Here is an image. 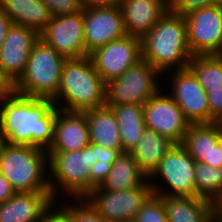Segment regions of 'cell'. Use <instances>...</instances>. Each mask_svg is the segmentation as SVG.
Segmentation results:
<instances>
[{
	"label": "cell",
	"mask_w": 222,
	"mask_h": 222,
	"mask_svg": "<svg viewBox=\"0 0 222 222\" xmlns=\"http://www.w3.org/2000/svg\"><path fill=\"white\" fill-rule=\"evenodd\" d=\"M56 106L52 100L14 92L0 102V141L48 150L54 140Z\"/></svg>",
	"instance_id": "cell-1"
},
{
	"label": "cell",
	"mask_w": 222,
	"mask_h": 222,
	"mask_svg": "<svg viewBox=\"0 0 222 222\" xmlns=\"http://www.w3.org/2000/svg\"><path fill=\"white\" fill-rule=\"evenodd\" d=\"M142 59L160 74L188 68L193 57L187 42V26L183 15L169 11L141 38Z\"/></svg>",
	"instance_id": "cell-2"
},
{
	"label": "cell",
	"mask_w": 222,
	"mask_h": 222,
	"mask_svg": "<svg viewBox=\"0 0 222 222\" xmlns=\"http://www.w3.org/2000/svg\"><path fill=\"white\" fill-rule=\"evenodd\" d=\"M105 90L106 83L95 70L89 56L67 59L62 67L59 90L53 102L62 110L84 112L105 106Z\"/></svg>",
	"instance_id": "cell-3"
},
{
	"label": "cell",
	"mask_w": 222,
	"mask_h": 222,
	"mask_svg": "<svg viewBox=\"0 0 222 222\" xmlns=\"http://www.w3.org/2000/svg\"><path fill=\"white\" fill-rule=\"evenodd\" d=\"M47 166V150L0 141V174L9 180L16 193L50 191Z\"/></svg>",
	"instance_id": "cell-4"
},
{
	"label": "cell",
	"mask_w": 222,
	"mask_h": 222,
	"mask_svg": "<svg viewBox=\"0 0 222 222\" xmlns=\"http://www.w3.org/2000/svg\"><path fill=\"white\" fill-rule=\"evenodd\" d=\"M96 162L92 143L81 150L48 152V172H51L49 186L52 198L57 200L58 191H65L66 196H71L70 199L85 198L90 193V168Z\"/></svg>",
	"instance_id": "cell-5"
},
{
	"label": "cell",
	"mask_w": 222,
	"mask_h": 222,
	"mask_svg": "<svg viewBox=\"0 0 222 222\" xmlns=\"http://www.w3.org/2000/svg\"><path fill=\"white\" fill-rule=\"evenodd\" d=\"M66 60L39 38L32 47L24 74L15 83V92L53 101L57 97Z\"/></svg>",
	"instance_id": "cell-6"
},
{
	"label": "cell",
	"mask_w": 222,
	"mask_h": 222,
	"mask_svg": "<svg viewBox=\"0 0 222 222\" xmlns=\"http://www.w3.org/2000/svg\"><path fill=\"white\" fill-rule=\"evenodd\" d=\"M161 74L146 60L141 59L122 76L106 83L105 106L144 105L160 89Z\"/></svg>",
	"instance_id": "cell-7"
},
{
	"label": "cell",
	"mask_w": 222,
	"mask_h": 222,
	"mask_svg": "<svg viewBox=\"0 0 222 222\" xmlns=\"http://www.w3.org/2000/svg\"><path fill=\"white\" fill-rule=\"evenodd\" d=\"M194 168L195 161L188 151L181 144H176L162 158L157 169L148 178L153 194L171 197H198ZM159 176L167 187L164 188V186H159L158 183H153L157 182L155 180Z\"/></svg>",
	"instance_id": "cell-8"
},
{
	"label": "cell",
	"mask_w": 222,
	"mask_h": 222,
	"mask_svg": "<svg viewBox=\"0 0 222 222\" xmlns=\"http://www.w3.org/2000/svg\"><path fill=\"white\" fill-rule=\"evenodd\" d=\"M184 17L192 56L222 55V3L192 10Z\"/></svg>",
	"instance_id": "cell-9"
},
{
	"label": "cell",
	"mask_w": 222,
	"mask_h": 222,
	"mask_svg": "<svg viewBox=\"0 0 222 222\" xmlns=\"http://www.w3.org/2000/svg\"><path fill=\"white\" fill-rule=\"evenodd\" d=\"M153 194L147 180L143 185L122 191L93 189L84 199L111 222L135 219L141 206Z\"/></svg>",
	"instance_id": "cell-10"
},
{
	"label": "cell",
	"mask_w": 222,
	"mask_h": 222,
	"mask_svg": "<svg viewBox=\"0 0 222 222\" xmlns=\"http://www.w3.org/2000/svg\"><path fill=\"white\" fill-rule=\"evenodd\" d=\"M83 10L77 13L53 16L39 38L66 59L89 56L84 42Z\"/></svg>",
	"instance_id": "cell-11"
},
{
	"label": "cell",
	"mask_w": 222,
	"mask_h": 222,
	"mask_svg": "<svg viewBox=\"0 0 222 222\" xmlns=\"http://www.w3.org/2000/svg\"><path fill=\"white\" fill-rule=\"evenodd\" d=\"M95 70L105 83L122 76L142 59L141 38L127 35L89 54Z\"/></svg>",
	"instance_id": "cell-12"
},
{
	"label": "cell",
	"mask_w": 222,
	"mask_h": 222,
	"mask_svg": "<svg viewBox=\"0 0 222 222\" xmlns=\"http://www.w3.org/2000/svg\"><path fill=\"white\" fill-rule=\"evenodd\" d=\"M143 113L146 129L182 144L190 122L169 94L163 95L160 89L143 105Z\"/></svg>",
	"instance_id": "cell-13"
},
{
	"label": "cell",
	"mask_w": 222,
	"mask_h": 222,
	"mask_svg": "<svg viewBox=\"0 0 222 222\" xmlns=\"http://www.w3.org/2000/svg\"><path fill=\"white\" fill-rule=\"evenodd\" d=\"M170 73L172 89L168 94L177 103L185 118L190 124L210 123L207 93L194 73L189 68Z\"/></svg>",
	"instance_id": "cell-14"
},
{
	"label": "cell",
	"mask_w": 222,
	"mask_h": 222,
	"mask_svg": "<svg viewBox=\"0 0 222 222\" xmlns=\"http://www.w3.org/2000/svg\"><path fill=\"white\" fill-rule=\"evenodd\" d=\"M84 42L89 55L107 43L127 36L120 6L83 9Z\"/></svg>",
	"instance_id": "cell-15"
},
{
	"label": "cell",
	"mask_w": 222,
	"mask_h": 222,
	"mask_svg": "<svg viewBox=\"0 0 222 222\" xmlns=\"http://www.w3.org/2000/svg\"><path fill=\"white\" fill-rule=\"evenodd\" d=\"M39 34L29 27L12 24L0 47V69L16 83L24 74Z\"/></svg>",
	"instance_id": "cell-16"
},
{
	"label": "cell",
	"mask_w": 222,
	"mask_h": 222,
	"mask_svg": "<svg viewBox=\"0 0 222 222\" xmlns=\"http://www.w3.org/2000/svg\"><path fill=\"white\" fill-rule=\"evenodd\" d=\"M90 144L85 112L66 111L56 106L54 140L47 152H68Z\"/></svg>",
	"instance_id": "cell-17"
},
{
	"label": "cell",
	"mask_w": 222,
	"mask_h": 222,
	"mask_svg": "<svg viewBox=\"0 0 222 222\" xmlns=\"http://www.w3.org/2000/svg\"><path fill=\"white\" fill-rule=\"evenodd\" d=\"M55 203L50 191L15 193L0 203V222H36Z\"/></svg>",
	"instance_id": "cell-18"
},
{
	"label": "cell",
	"mask_w": 222,
	"mask_h": 222,
	"mask_svg": "<svg viewBox=\"0 0 222 222\" xmlns=\"http://www.w3.org/2000/svg\"><path fill=\"white\" fill-rule=\"evenodd\" d=\"M128 35L142 38L168 11L164 0H124L120 5Z\"/></svg>",
	"instance_id": "cell-19"
},
{
	"label": "cell",
	"mask_w": 222,
	"mask_h": 222,
	"mask_svg": "<svg viewBox=\"0 0 222 222\" xmlns=\"http://www.w3.org/2000/svg\"><path fill=\"white\" fill-rule=\"evenodd\" d=\"M0 8L12 24L34 29L40 34L53 17L41 0H0Z\"/></svg>",
	"instance_id": "cell-20"
},
{
	"label": "cell",
	"mask_w": 222,
	"mask_h": 222,
	"mask_svg": "<svg viewBox=\"0 0 222 222\" xmlns=\"http://www.w3.org/2000/svg\"><path fill=\"white\" fill-rule=\"evenodd\" d=\"M90 143L110 149H122L118 122L108 106L84 111Z\"/></svg>",
	"instance_id": "cell-21"
},
{
	"label": "cell",
	"mask_w": 222,
	"mask_h": 222,
	"mask_svg": "<svg viewBox=\"0 0 222 222\" xmlns=\"http://www.w3.org/2000/svg\"><path fill=\"white\" fill-rule=\"evenodd\" d=\"M176 145L174 141L156 131L146 129L131 149V154L137 161L141 171L149 178L157 169L162 158Z\"/></svg>",
	"instance_id": "cell-22"
},
{
	"label": "cell",
	"mask_w": 222,
	"mask_h": 222,
	"mask_svg": "<svg viewBox=\"0 0 222 222\" xmlns=\"http://www.w3.org/2000/svg\"><path fill=\"white\" fill-rule=\"evenodd\" d=\"M168 222H213L212 201L203 197L160 196Z\"/></svg>",
	"instance_id": "cell-23"
},
{
	"label": "cell",
	"mask_w": 222,
	"mask_h": 222,
	"mask_svg": "<svg viewBox=\"0 0 222 222\" xmlns=\"http://www.w3.org/2000/svg\"><path fill=\"white\" fill-rule=\"evenodd\" d=\"M148 177L141 171L130 151H122L112 163L101 190L122 191L143 185Z\"/></svg>",
	"instance_id": "cell-24"
},
{
	"label": "cell",
	"mask_w": 222,
	"mask_h": 222,
	"mask_svg": "<svg viewBox=\"0 0 222 222\" xmlns=\"http://www.w3.org/2000/svg\"><path fill=\"white\" fill-rule=\"evenodd\" d=\"M108 107L112 109L118 122L123 151H131L146 130L143 105L123 104Z\"/></svg>",
	"instance_id": "cell-25"
},
{
	"label": "cell",
	"mask_w": 222,
	"mask_h": 222,
	"mask_svg": "<svg viewBox=\"0 0 222 222\" xmlns=\"http://www.w3.org/2000/svg\"><path fill=\"white\" fill-rule=\"evenodd\" d=\"M220 123L190 124L182 146L195 162H210L213 146L219 141Z\"/></svg>",
	"instance_id": "cell-26"
},
{
	"label": "cell",
	"mask_w": 222,
	"mask_h": 222,
	"mask_svg": "<svg viewBox=\"0 0 222 222\" xmlns=\"http://www.w3.org/2000/svg\"><path fill=\"white\" fill-rule=\"evenodd\" d=\"M188 68L194 73L199 84L205 88H221L222 55H195Z\"/></svg>",
	"instance_id": "cell-27"
},
{
	"label": "cell",
	"mask_w": 222,
	"mask_h": 222,
	"mask_svg": "<svg viewBox=\"0 0 222 222\" xmlns=\"http://www.w3.org/2000/svg\"><path fill=\"white\" fill-rule=\"evenodd\" d=\"M196 191L200 197L213 201L222 194V167L195 162Z\"/></svg>",
	"instance_id": "cell-28"
},
{
	"label": "cell",
	"mask_w": 222,
	"mask_h": 222,
	"mask_svg": "<svg viewBox=\"0 0 222 222\" xmlns=\"http://www.w3.org/2000/svg\"><path fill=\"white\" fill-rule=\"evenodd\" d=\"M123 149H110L94 144L95 159L97 162L90 168V192L105 182L111 170L112 163Z\"/></svg>",
	"instance_id": "cell-29"
},
{
	"label": "cell",
	"mask_w": 222,
	"mask_h": 222,
	"mask_svg": "<svg viewBox=\"0 0 222 222\" xmlns=\"http://www.w3.org/2000/svg\"><path fill=\"white\" fill-rule=\"evenodd\" d=\"M74 200H77L78 205L61 204L60 209L65 215L66 222H111L102 217L84 198Z\"/></svg>",
	"instance_id": "cell-30"
},
{
	"label": "cell",
	"mask_w": 222,
	"mask_h": 222,
	"mask_svg": "<svg viewBox=\"0 0 222 222\" xmlns=\"http://www.w3.org/2000/svg\"><path fill=\"white\" fill-rule=\"evenodd\" d=\"M135 220L137 222H168L163 198L152 194L141 206Z\"/></svg>",
	"instance_id": "cell-31"
},
{
	"label": "cell",
	"mask_w": 222,
	"mask_h": 222,
	"mask_svg": "<svg viewBox=\"0 0 222 222\" xmlns=\"http://www.w3.org/2000/svg\"><path fill=\"white\" fill-rule=\"evenodd\" d=\"M220 3H222V0H170L168 11L184 16L192 10Z\"/></svg>",
	"instance_id": "cell-32"
},
{
	"label": "cell",
	"mask_w": 222,
	"mask_h": 222,
	"mask_svg": "<svg viewBox=\"0 0 222 222\" xmlns=\"http://www.w3.org/2000/svg\"><path fill=\"white\" fill-rule=\"evenodd\" d=\"M50 10L52 16L72 14L82 11L81 0H41Z\"/></svg>",
	"instance_id": "cell-33"
},
{
	"label": "cell",
	"mask_w": 222,
	"mask_h": 222,
	"mask_svg": "<svg viewBox=\"0 0 222 222\" xmlns=\"http://www.w3.org/2000/svg\"><path fill=\"white\" fill-rule=\"evenodd\" d=\"M210 107V123L222 122V86L221 88H205Z\"/></svg>",
	"instance_id": "cell-34"
},
{
	"label": "cell",
	"mask_w": 222,
	"mask_h": 222,
	"mask_svg": "<svg viewBox=\"0 0 222 222\" xmlns=\"http://www.w3.org/2000/svg\"><path fill=\"white\" fill-rule=\"evenodd\" d=\"M15 92V83L0 69V102Z\"/></svg>",
	"instance_id": "cell-35"
},
{
	"label": "cell",
	"mask_w": 222,
	"mask_h": 222,
	"mask_svg": "<svg viewBox=\"0 0 222 222\" xmlns=\"http://www.w3.org/2000/svg\"><path fill=\"white\" fill-rule=\"evenodd\" d=\"M124 0H81L83 9L120 6Z\"/></svg>",
	"instance_id": "cell-36"
},
{
	"label": "cell",
	"mask_w": 222,
	"mask_h": 222,
	"mask_svg": "<svg viewBox=\"0 0 222 222\" xmlns=\"http://www.w3.org/2000/svg\"><path fill=\"white\" fill-rule=\"evenodd\" d=\"M16 191L13 189L9 180L2 174H0V203L10 199Z\"/></svg>",
	"instance_id": "cell-37"
},
{
	"label": "cell",
	"mask_w": 222,
	"mask_h": 222,
	"mask_svg": "<svg viewBox=\"0 0 222 222\" xmlns=\"http://www.w3.org/2000/svg\"><path fill=\"white\" fill-rule=\"evenodd\" d=\"M212 167H222V149L218 141L212 148L210 153V162H204Z\"/></svg>",
	"instance_id": "cell-38"
},
{
	"label": "cell",
	"mask_w": 222,
	"mask_h": 222,
	"mask_svg": "<svg viewBox=\"0 0 222 222\" xmlns=\"http://www.w3.org/2000/svg\"><path fill=\"white\" fill-rule=\"evenodd\" d=\"M213 222H222V194L212 201Z\"/></svg>",
	"instance_id": "cell-39"
},
{
	"label": "cell",
	"mask_w": 222,
	"mask_h": 222,
	"mask_svg": "<svg viewBox=\"0 0 222 222\" xmlns=\"http://www.w3.org/2000/svg\"><path fill=\"white\" fill-rule=\"evenodd\" d=\"M11 25V20L4 14L2 9L0 8V47L4 39L6 38L7 31Z\"/></svg>",
	"instance_id": "cell-40"
},
{
	"label": "cell",
	"mask_w": 222,
	"mask_h": 222,
	"mask_svg": "<svg viewBox=\"0 0 222 222\" xmlns=\"http://www.w3.org/2000/svg\"><path fill=\"white\" fill-rule=\"evenodd\" d=\"M54 206H57V204H54L36 222H56V209Z\"/></svg>",
	"instance_id": "cell-41"
},
{
	"label": "cell",
	"mask_w": 222,
	"mask_h": 222,
	"mask_svg": "<svg viewBox=\"0 0 222 222\" xmlns=\"http://www.w3.org/2000/svg\"><path fill=\"white\" fill-rule=\"evenodd\" d=\"M56 222H66L65 215L60 208L56 207Z\"/></svg>",
	"instance_id": "cell-42"
},
{
	"label": "cell",
	"mask_w": 222,
	"mask_h": 222,
	"mask_svg": "<svg viewBox=\"0 0 222 222\" xmlns=\"http://www.w3.org/2000/svg\"><path fill=\"white\" fill-rule=\"evenodd\" d=\"M219 142H220V146H221V149H222V125H221V123H220Z\"/></svg>",
	"instance_id": "cell-43"
},
{
	"label": "cell",
	"mask_w": 222,
	"mask_h": 222,
	"mask_svg": "<svg viewBox=\"0 0 222 222\" xmlns=\"http://www.w3.org/2000/svg\"><path fill=\"white\" fill-rule=\"evenodd\" d=\"M116 222H137L135 219L132 220H124V221H116Z\"/></svg>",
	"instance_id": "cell-44"
}]
</instances>
